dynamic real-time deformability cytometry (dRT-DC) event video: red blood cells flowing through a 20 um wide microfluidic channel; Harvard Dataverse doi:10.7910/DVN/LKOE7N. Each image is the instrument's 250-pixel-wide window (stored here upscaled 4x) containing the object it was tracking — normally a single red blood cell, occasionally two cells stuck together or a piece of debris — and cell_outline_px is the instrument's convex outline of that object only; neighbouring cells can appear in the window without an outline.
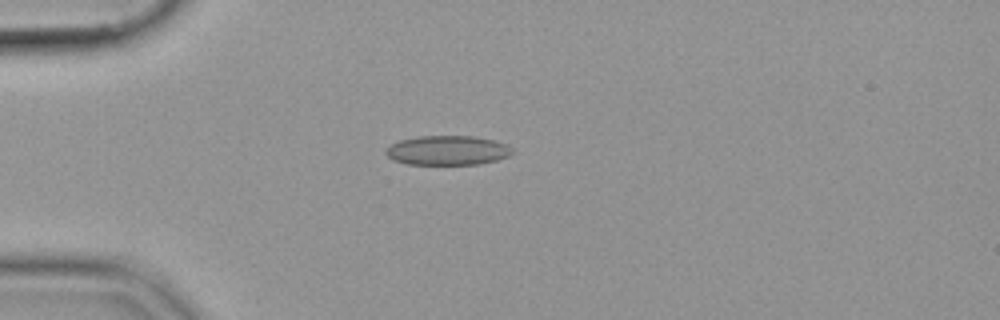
{"species": "common noctule bat (a hibernating species)", "species_latin": "Nyctalus noctula", "temperature_condition": "cold", "stored_images_in_passage": 54, "camera_frame_rate_fps": 3000, "um_per_image_px": 0.085, "animal": {"sex": "female", "body_mass_g": 19.9}, "frame": {"image": 1, "passage_image": 14, "time_ms": 4.333, "image_size_px": [1000, 320], "cell_outline_px": [[516, 152], [508, 156], [496, 160], [480, 164], [408, 164], [392, 160], [384, 152], [392, 144], [400, 140], [420, 136], [476, 136], [508, 144]], "centroid_in_image_um": [38.08, 12.78], "position_along_channel_um": 46.9, "area_um2": 21.73}}
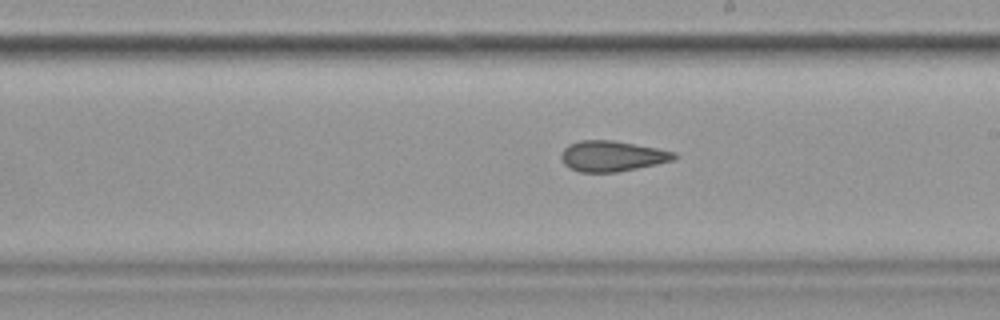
{"frame": {"image": 2, "passage_image": 31, "time_ms": 10.0, "image_size_px": [1000, 320], "cell_outline_px": [[680, 156], [672, 160], [656, 164], [616, 172], [580, 172], [568, 168], [564, 164], [560, 156], [564, 148], [568, 144], [580, 140], [612, 140], [656, 148], [676, 152]], "centroid_in_image_um": [52.0, 13.26], "position_along_channel_um": 237.0, "area_um2": 20.11}}
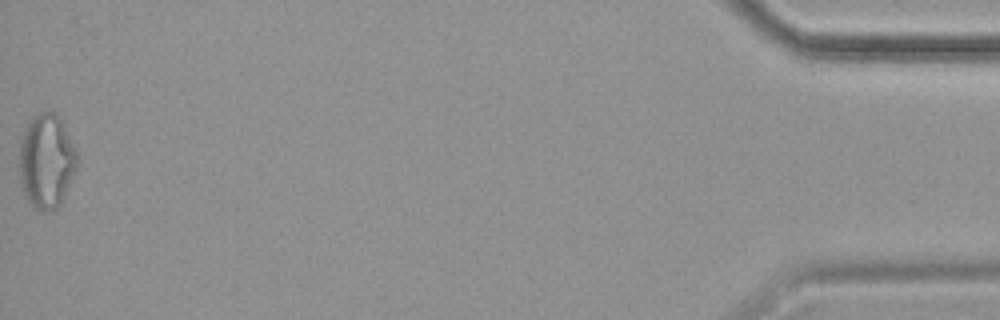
{"frame": {"image": 3, "passage_image": 54, "time_ms": 17.667, "image_size_px": [1000, 320], "cell_outline_px": [[76, 168], [64, 196], [60, 204], [52, 212], [40, 212], [28, 200], [20, 184], [20, 144], [24, 128], [28, 120], [32, 116], [40, 112], [56, 112], [60, 116], [76, 148]], "centroid_in_image_um": [3.94, 13.67], "position_along_channel_um": 431.3, "area_um2": 31.91}}